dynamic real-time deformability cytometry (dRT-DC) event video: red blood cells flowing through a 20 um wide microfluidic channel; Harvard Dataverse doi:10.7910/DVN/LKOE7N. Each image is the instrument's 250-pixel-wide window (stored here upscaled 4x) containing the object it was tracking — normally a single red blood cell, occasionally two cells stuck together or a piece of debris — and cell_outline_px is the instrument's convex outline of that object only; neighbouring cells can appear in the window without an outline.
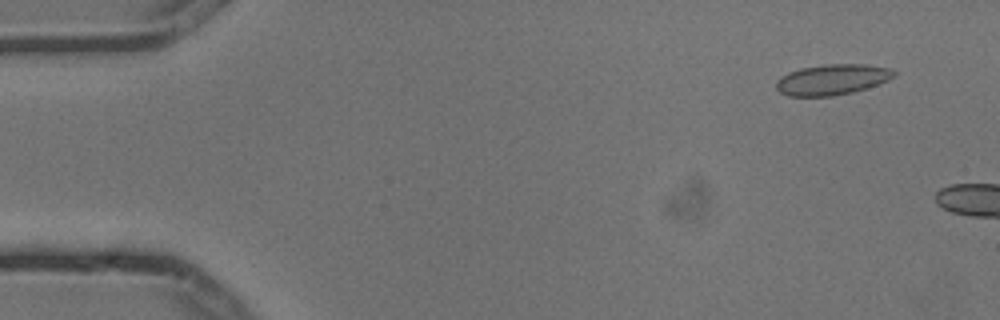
{"species": "common noctule bat (a hibernating species)", "species_latin": "Nyctalus noctula", "temperature_condition": "cold", "stored_images_in_passage": 3, "camera_frame_rate_fps": 3000, "um_per_image_px": 0.085, "animal": {"sex": "male", "body_mass_g": 13.3}, "frame": {"image": 1, "passage_image": 1, "time_ms": 0.0, "image_size_px": [1000, 320], "cell_outline_px": [[896, 72], [888, 80], [852, 92], [832, 96], [788, 96], [780, 92], [776, 88], [776, 80], [780, 76], [788, 72], [800, 68], [824, 64], [864, 64], [892, 68]], "centroid_in_image_um": [70.68, 6.75], "position_along_channel_um": 14.3, "area_um2": 20.98}}